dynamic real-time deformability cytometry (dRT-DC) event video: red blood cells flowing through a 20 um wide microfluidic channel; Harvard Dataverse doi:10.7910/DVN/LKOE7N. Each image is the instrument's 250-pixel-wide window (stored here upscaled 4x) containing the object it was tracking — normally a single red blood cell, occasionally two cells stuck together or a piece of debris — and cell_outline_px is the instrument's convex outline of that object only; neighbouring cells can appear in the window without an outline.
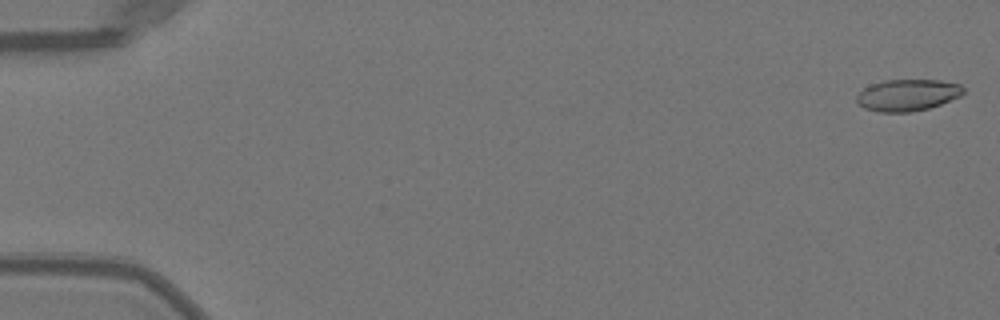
{"species": "Egyptian fruit bat (a non-hibernating species)", "species_latin": "Rousettus aegyptiacus", "temperature_condition": "warm", "stored_images_in_passage": 51, "camera_frame_rate_fps": 3000, "um_per_image_px": 0.085, "animal": {"sex": "female"}, "frame": {"image": 1, "passage_image": 1, "time_ms": 0.0, "image_size_px": [1000, 320], "cell_outline_px": [[964, 92], [960, 96], [940, 104], [928, 108], [912, 112], [876, 112], [864, 108], [856, 100], [856, 96], [864, 88], [872, 84], [884, 80], [940, 80], [960, 84], [964, 88]], "centroid_in_image_um": [77.14, 8.08], "position_along_channel_um": 7.9, "area_um2": 19.65}}
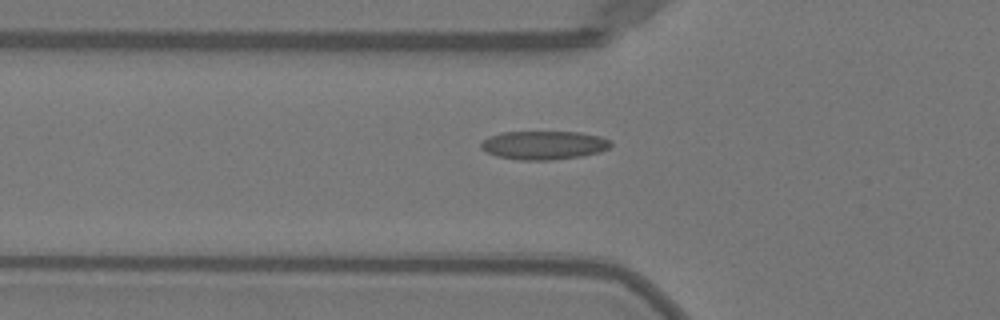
{"frame": {"image": 2, "passage_image": 18, "time_ms": 5.667, "image_size_px": [1000, 320], "cell_outline_px": [[612, 144], [608, 148], [600, 152], [580, 156], [552, 160], [520, 160], [496, 156], [480, 148], [480, 144], [488, 136], [500, 132], [580, 132], [600, 136], [612, 140]], "centroid_in_image_um": [46.23, 12.33], "position_along_channel_um": 79.6, "area_um2": 21.73}}
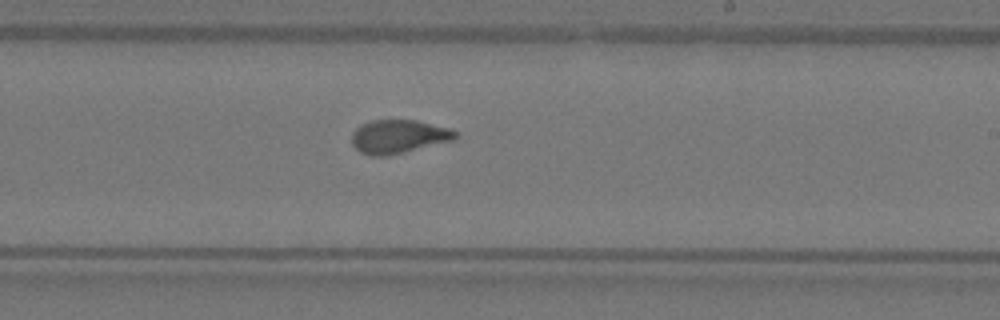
{"frame": {"image": 3, "passage_image": 31, "time_ms": 10.0, "image_size_px": [1000, 320], "cell_outline_px": [[456, 140], [388, 156], [372, 156], [360, 152], [352, 144], [352, 132], [360, 124], [372, 120], [416, 120], [452, 128], [456, 132]], "centroid_in_image_um": [33.89, 11.61], "position_along_channel_um": 255.1, "area_um2": 20.52}, "authors_computed_cell_mechanics": {"area_um2": 20.2878, "velocity_mm_per_s": 4.0237, "shape_relaxation_time_tau1_ms": 6.5244, "shape_relaxation_time_tau2_ms": 0.9345, "deformation_change_tau1": 0.2192, "deformation_change_tau2": 0.0513}}